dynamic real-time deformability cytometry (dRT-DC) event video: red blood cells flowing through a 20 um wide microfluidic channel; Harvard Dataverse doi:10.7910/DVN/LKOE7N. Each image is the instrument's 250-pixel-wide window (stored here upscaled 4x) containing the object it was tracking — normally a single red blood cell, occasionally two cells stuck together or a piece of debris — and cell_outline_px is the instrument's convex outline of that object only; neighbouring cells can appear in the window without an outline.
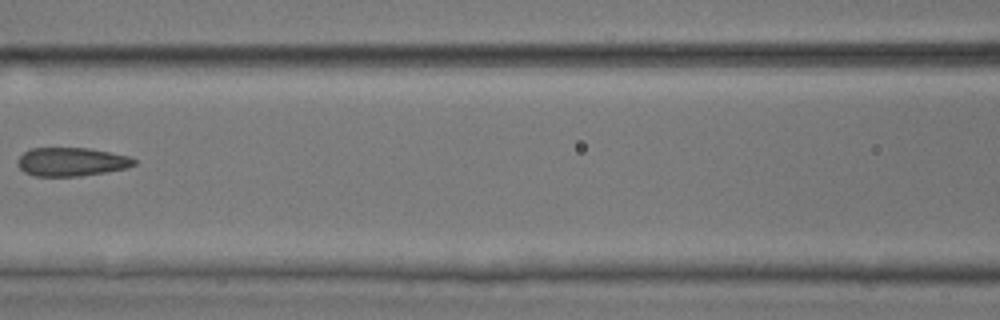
{"species": "common noctule bat (a hibernating species)", "species_latin": "Nyctalus noctula", "temperature_condition": "room temperature", "stored_images_in_passage": 4, "camera_frame_rate_fps": 3000, "um_per_image_px": 0.085, "animal": {"sex": "male", "body_mass_g": 17.9, "forearm_length_mm": 54.2}, "frame": {"image": 1, "passage_image": 3, "time_ms": 0.667, "image_size_px": [1000, 320], "cell_outline_px": [[136, 164], [124, 168], [104, 172], [80, 176], [36, 176], [24, 172], [16, 164], [16, 160], [24, 152], [32, 148], [88, 148], [128, 156], [136, 160]], "centroid_in_image_um": [6.02, 13.75], "position_along_channel_um": 160.6, "area_um2": 19.25}}